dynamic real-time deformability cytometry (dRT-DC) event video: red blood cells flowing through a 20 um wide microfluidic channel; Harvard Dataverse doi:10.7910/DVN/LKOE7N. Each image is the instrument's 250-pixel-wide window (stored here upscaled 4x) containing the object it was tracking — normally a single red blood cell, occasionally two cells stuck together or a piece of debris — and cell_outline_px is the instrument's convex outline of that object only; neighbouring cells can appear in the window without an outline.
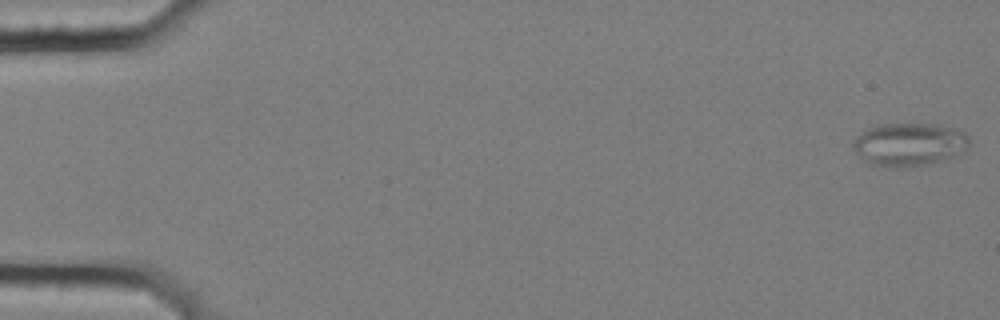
{"species": "common noctule bat (a hibernating species)", "species_latin": "Nyctalus noctula", "temperature_condition": "cold", "stored_images_in_passage": 5, "camera_frame_rate_fps": 3000, "um_per_image_px": 0.085, "animal": {"sex": "female", "body_mass_g": 25.1}, "frame": {"image": 1, "passage_image": 1, "time_ms": 0.0, "image_size_px": [1000, 320], "cell_outline_px": [[968, 148], [960, 156], [924, 164], [896, 168], [868, 164], [852, 148], [852, 144], [868, 128], [884, 124], [940, 124], [960, 128], [968, 136]], "centroid_in_image_um": [77.36, 12.27], "position_along_channel_um": 7.6, "area_um2": 29.3}}
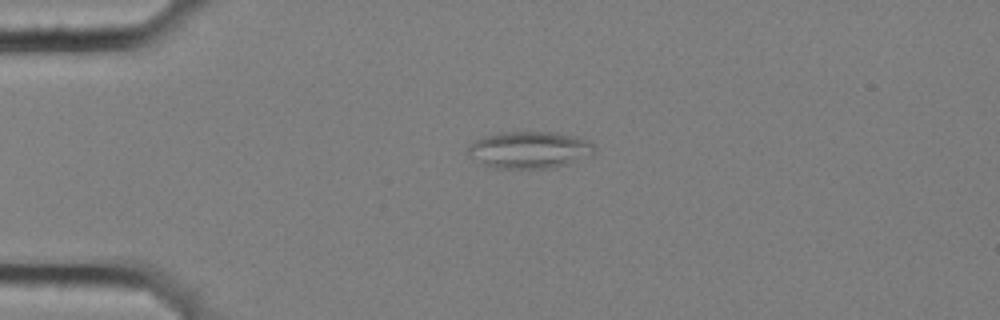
{"frame": {"image": 2, "passage_image": 4, "time_ms": 1.0, "image_size_px": [1000, 320], "cell_outline_px": [[596, 148], [592, 152], [568, 164], [556, 168], [492, 168], [480, 164], [468, 152], [468, 144], [484, 136], [496, 132], [556, 132], [576, 136], [588, 140]], "centroid_in_image_um": [44.96, 12.73], "position_along_channel_um": 40.0, "area_um2": 27.22}}